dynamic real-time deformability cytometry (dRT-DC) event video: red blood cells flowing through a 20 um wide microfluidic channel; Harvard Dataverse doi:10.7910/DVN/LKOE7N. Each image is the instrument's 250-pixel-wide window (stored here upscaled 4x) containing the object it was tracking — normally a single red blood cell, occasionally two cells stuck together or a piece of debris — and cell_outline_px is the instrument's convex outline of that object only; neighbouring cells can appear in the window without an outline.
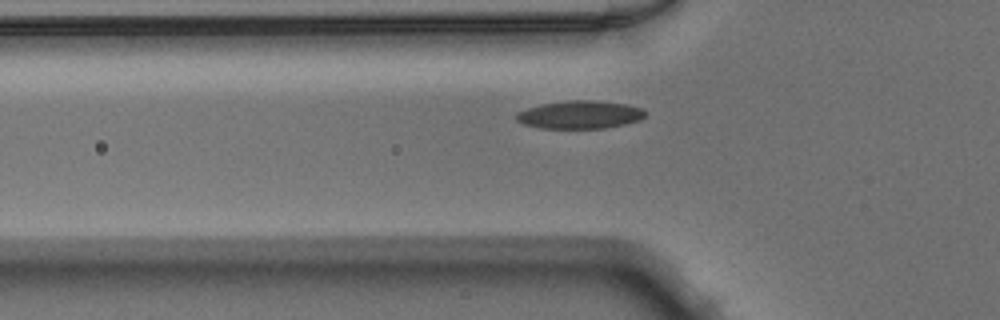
{"species": "Egyptian fruit bat (a non-hibernating species)", "species_latin": "Rousettus aegyptiacus", "temperature_condition": "warm", "stored_images_in_passage": 31, "camera_frame_rate_fps": 3000, "um_per_image_px": 0.085, "animal": {"sex": "male"}, "frame": {"image": 1, "passage_image": 2, "time_ms": 0.333, "image_size_px": [1000, 320], "cell_outline_px": [[648, 112], [640, 120], [624, 124], [604, 128], [540, 128], [524, 124], [516, 120], [516, 112], [528, 108], [544, 104], [568, 100], [592, 100], [624, 104], [644, 108]], "centroid_in_image_um": [49.31, 9.75], "position_along_channel_um": 76.5, "area_um2": 20.92}}
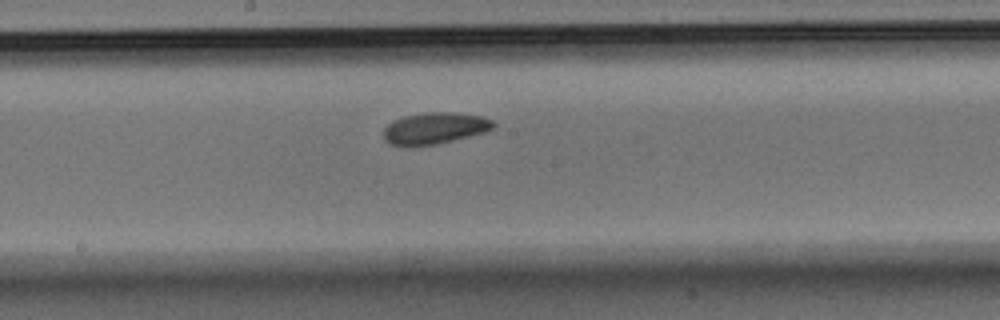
{"frame": {"image": 2, "passage_image": 12, "time_ms": 3.667, "image_size_px": [1000, 320], "cell_outline_px": [[496, 124], [492, 128], [484, 132], [436, 144], [412, 148], [404, 148], [388, 144], [384, 140], [384, 128], [388, 124], [404, 116], [428, 112], [452, 112], [484, 116], [492, 120]], "centroid_in_image_um": [36.9, 10.93], "position_along_channel_um": 211.3, "area_um2": 20.46}}
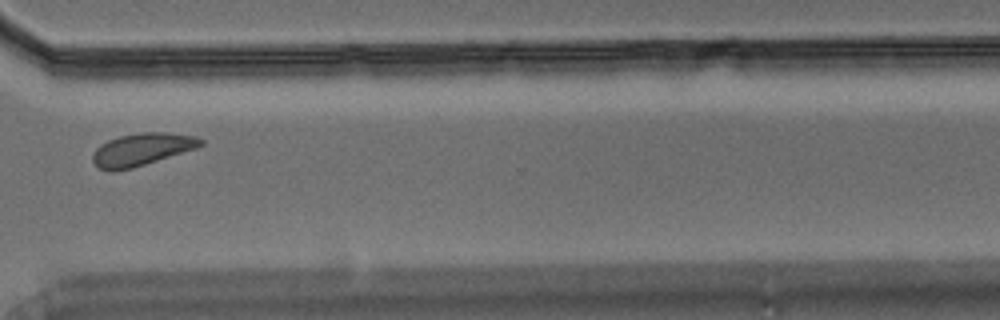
{"frame": {"image": 3, "passage_image": 23, "time_ms": 7.333, "image_size_px": [1000, 320], "cell_outline_px": [[204, 144], [196, 148], [132, 168], [112, 172], [100, 168], [92, 160], [92, 156], [96, 148], [100, 144], [108, 140], [120, 136], [140, 132], [164, 132], [196, 136], [204, 140]], "centroid_in_image_um": [12.05, 12.69], "position_along_channel_um": 358.6, "area_um2": 20.29}}